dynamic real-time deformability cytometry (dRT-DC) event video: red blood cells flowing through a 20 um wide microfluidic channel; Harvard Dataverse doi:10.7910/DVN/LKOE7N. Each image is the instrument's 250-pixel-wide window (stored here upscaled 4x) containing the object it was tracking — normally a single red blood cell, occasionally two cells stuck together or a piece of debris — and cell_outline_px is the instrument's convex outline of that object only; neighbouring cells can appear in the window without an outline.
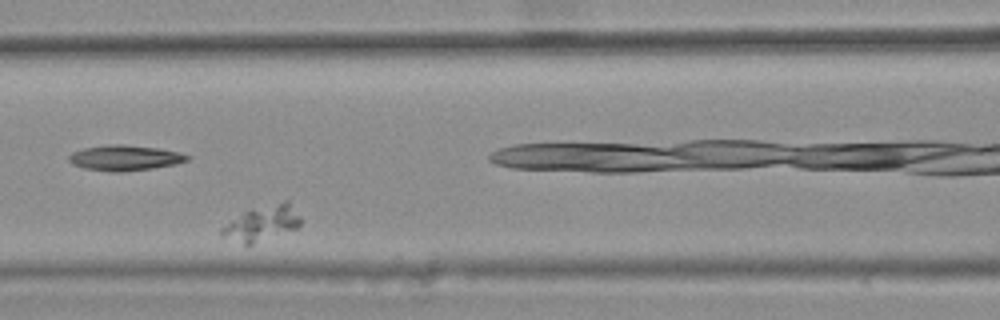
{"species": "common noctule bat (a hibernating species)", "species_latin": "Nyctalus noctula", "temperature_condition": "warm", "stored_images_in_passage": 34, "camera_frame_rate_fps": 3000, "um_per_image_px": 0.085, "animal": {"sex": "female", "body_mass_g": 25.1}, "frame": {"image": 1, "passage_image": 10, "time_ms": 3.0, "image_size_px": [1000, 320], "cell_outline_px": [[304, 220], [296, 228], [248, 248], [220, 236], [220, 228], [244, 212], [284, 200], [288, 200]], "centroid_in_image_um": [22.27, 19.04], "position_along_channel_um": 144.3, "area_um2": 16.7}}
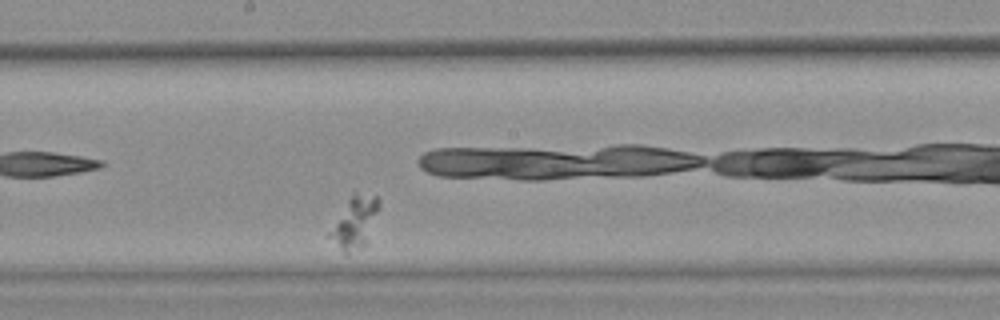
{"frame": {"image": 2, "passage_image": 17, "time_ms": 5.333, "image_size_px": [1000, 320], "cell_outline_px": [[380, 204], [368, 244], [364, 248], [348, 252], [344, 252], [324, 236], [348, 200], [356, 192], [376, 196], [380, 200]], "centroid_in_image_um": [30.14, 18.95], "position_along_channel_um": 218.1, "area_um2": 15.09}}
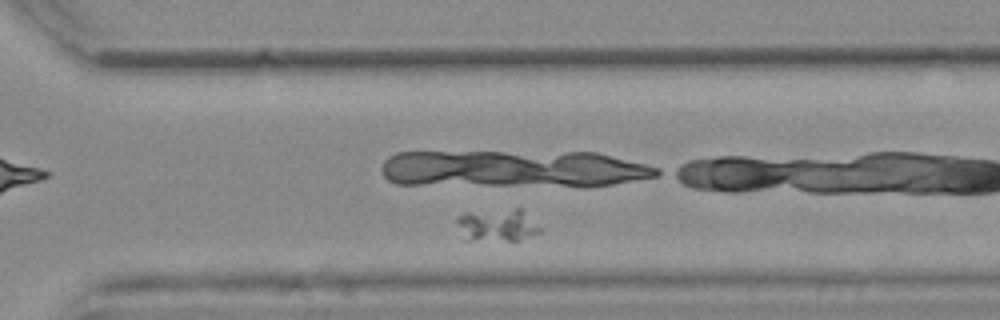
{"frame": {"image": 3, "passage_image": 27, "time_ms": 8.667, "image_size_px": [1000, 320], "cell_outline_px": [[540, 232], [516, 240], [464, 240], [456, 220], [460, 216], [468, 212], [516, 208], [520, 208], [540, 228]], "centroid_in_image_um": [42.23, 19.13], "position_along_channel_um": 328.4, "area_um2": 15.37}}